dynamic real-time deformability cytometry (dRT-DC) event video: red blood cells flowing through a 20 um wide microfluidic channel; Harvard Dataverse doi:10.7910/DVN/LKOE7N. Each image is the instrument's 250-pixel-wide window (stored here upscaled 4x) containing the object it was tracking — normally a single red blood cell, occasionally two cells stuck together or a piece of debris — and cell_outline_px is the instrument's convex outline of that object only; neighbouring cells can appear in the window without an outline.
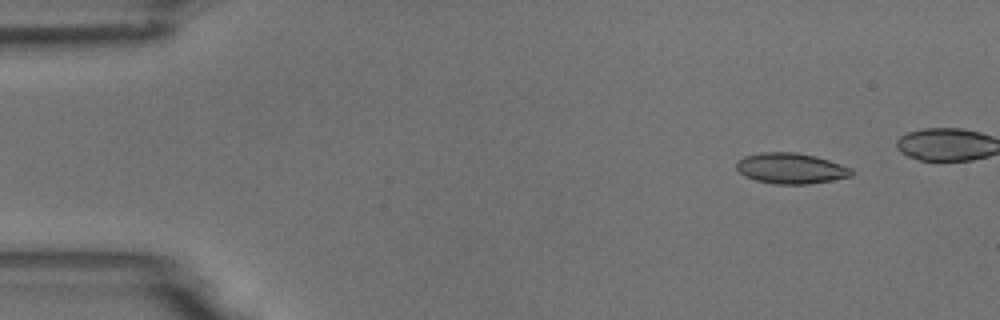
{"species": "common noctule bat (a hibernating species)", "species_latin": "Nyctalus noctula", "temperature_condition": "room temperature", "stored_images_in_passage": 5, "camera_frame_rate_fps": 3000, "um_per_image_px": 0.085, "animal": {"sex": "male", "body_mass_g": 18.8}, "frame": {"image": 1, "passage_image": 1, "time_ms": 0.0, "image_size_px": [1000, 320], "cell_outline_px": [[856, 172], [852, 176], [832, 180], [808, 184], [776, 184], [756, 180], [744, 176], [736, 168], [736, 164], [744, 156], [760, 152], [796, 152], [816, 156], [852, 168]], "centroid_in_image_um": [67.25, 14.31], "position_along_channel_um": 17.8, "area_um2": 20.63}}